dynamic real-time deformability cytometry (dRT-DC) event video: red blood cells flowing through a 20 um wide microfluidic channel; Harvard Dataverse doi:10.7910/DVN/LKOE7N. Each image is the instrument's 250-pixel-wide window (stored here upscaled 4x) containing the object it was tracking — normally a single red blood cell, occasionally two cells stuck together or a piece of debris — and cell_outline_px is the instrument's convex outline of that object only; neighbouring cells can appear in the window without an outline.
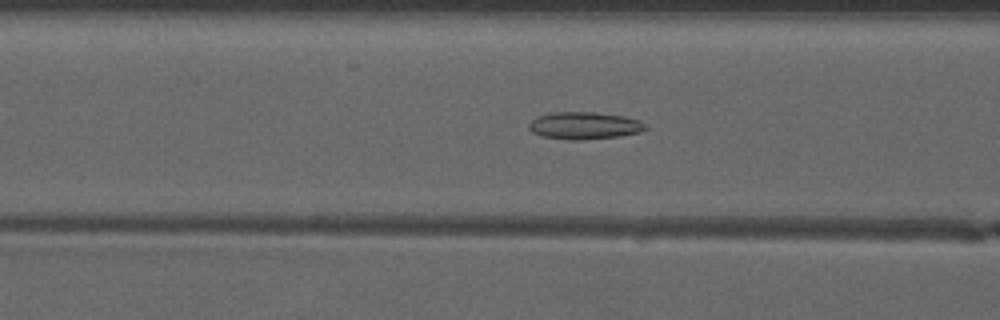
{"species": "common noctule bat (a hibernating species)", "species_latin": "Nyctalus noctula", "temperature_condition": "warm", "stored_images_in_passage": 48, "camera_frame_rate_fps": 3000, "um_per_image_px": 0.085, "animal": {"sex": "male", "forearm_length_mm": 52.5}, "frame": {"image": 1, "passage_image": 19, "time_ms": 6.0, "image_size_px": [1000, 320], "cell_outline_px": [[648, 128], [640, 132], [620, 136], [580, 140], [572, 140], [544, 136], [532, 132], [528, 128], [528, 124], [536, 116], [552, 112], [592, 112], [624, 116], [640, 120]], "centroid_in_image_um": [49.67, 10.67], "position_along_channel_um": 116.9, "area_um2": 18.5}}
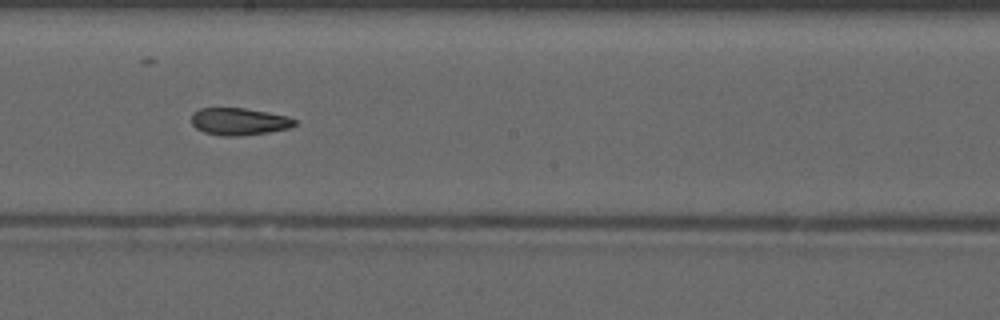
{"frame": {"image": 2, "passage_image": 27, "time_ms": 8.667, "image_size_px": [1000, 320], "cell_outline_px": [[296, 124], [288, 128], [268, 132], [240, 136], [220, 136], [204, 132], [196, 128], [192, 124], [192, 112], [200, 108], [244, 108], [268, 112], [288, 116], [296, 120]], "centroid_in_image_um": [20.3, 10.33], "position_along_channel_um": 227.9, "area_um2": 16.42}}
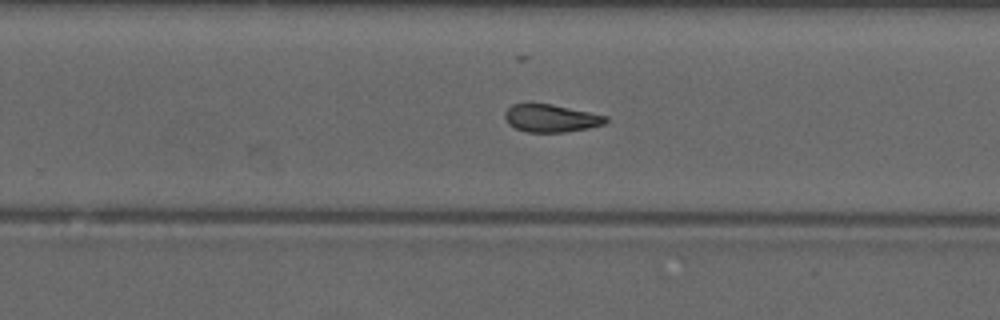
{"frame": {"image": 3, "passage_image": 31, "time_ms": 10.0, "image_size_px": [1000, 320], "cell_outline_px": [[608, 120], [604, 124], [588, 128], [564, 132], [528, 132], [516, 128], [508, 124], [504, 116], [504, 112], [512, 104], [552, 104], [608, 116]], "centroid_in_image_um": [46.83, 10.05], "position_along_channel_um": 283.0, "area_um2": 16.18}, "authors_computed_cell_mechanics": {"area_um2": 17.0799, "velocity_mm_per_s": 4.1672, "shape_relaxation_time_tau1_ms": null, "shape_relaxation_time_tau2_ms": 3.3249, "deformation_change_tau1": null, "deformation_change_tau2": 0.1021}}